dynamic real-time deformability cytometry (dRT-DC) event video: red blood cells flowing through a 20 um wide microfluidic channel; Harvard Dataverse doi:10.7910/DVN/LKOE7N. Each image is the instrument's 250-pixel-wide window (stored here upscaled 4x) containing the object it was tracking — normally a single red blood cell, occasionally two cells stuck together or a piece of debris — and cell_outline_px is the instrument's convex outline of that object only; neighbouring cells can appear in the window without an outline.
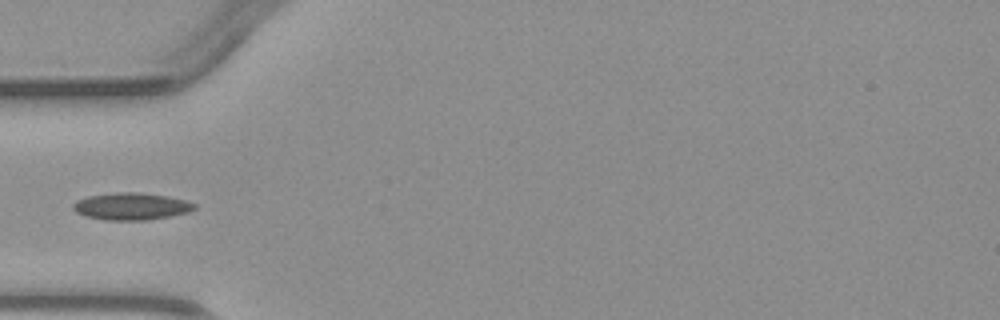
{"species": "common noctule bat (a hibernating species)", "species_latin": "Nyctalus noctula", "temperature_condition": "warm", "stored_images_in_passage": 4, "camera_frame_rate_fps": 3000, "um_per_image_px": 0.085, "animal": {"sex": "male", "body_mass_g": 23.1, "forearm_length_mm": 52.7}, "frame": {"image": 1, "passage_image": 4, "time_ms": 3.333, "image_size_px": [1000, 320], "cell_outline_px": [[196, 208], [188, 212], [148, 220], [104, 220], [84, 216], [76, 212], [72, 208], [72, 204], [76, 200], [92, 196], [120, 192], [136, 192], [168, 196], [184, 200], [196, 204]], "centroid_in_image_um": [11.14, 17.55], "position_along_channel_um": 73.9, "area_um2": 19.02}}